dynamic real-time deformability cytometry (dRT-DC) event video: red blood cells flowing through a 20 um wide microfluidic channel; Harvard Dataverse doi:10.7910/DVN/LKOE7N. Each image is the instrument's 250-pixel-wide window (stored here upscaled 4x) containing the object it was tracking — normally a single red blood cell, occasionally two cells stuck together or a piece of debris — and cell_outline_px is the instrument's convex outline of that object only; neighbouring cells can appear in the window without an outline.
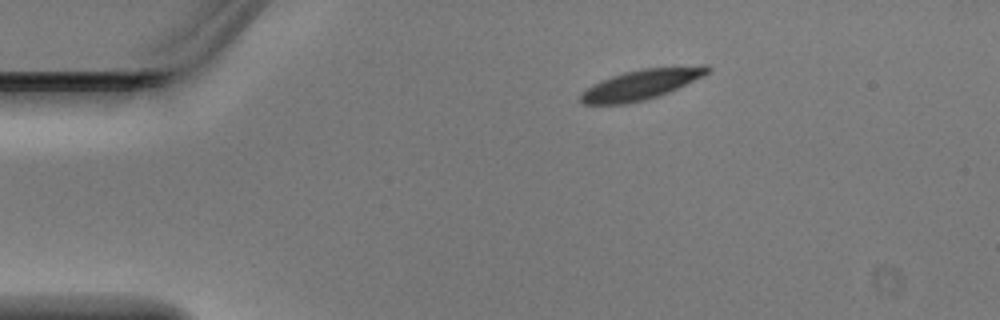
{"species": "Egyptian fruit bat (a non-hibernating species)", "species_latin": "Rousettus aegyptiacus", "temperature_condition": "warm", "stored_images_in_passage": 4, "camera_frame_rate_fps": 3000, "um_per_image_px": 0.085, "animal": {"sex": "male"}, "frame": {"image": 1, "passage_image": 1, "time_ms": 0.0, "image_size_px": [1000, 320], "cell_outline_px": [[712, 68], [704, 76], [660, 96], [628, 104], [580, 104], [580, 92], [592, 84], [612, 76], [624, 72], [640, 68], [704, 64], [708, 64]], "centroid_in_image_um": [54.53, 7.16], "position_along_channel_um": 30.5, "area_um2": 22.72}}
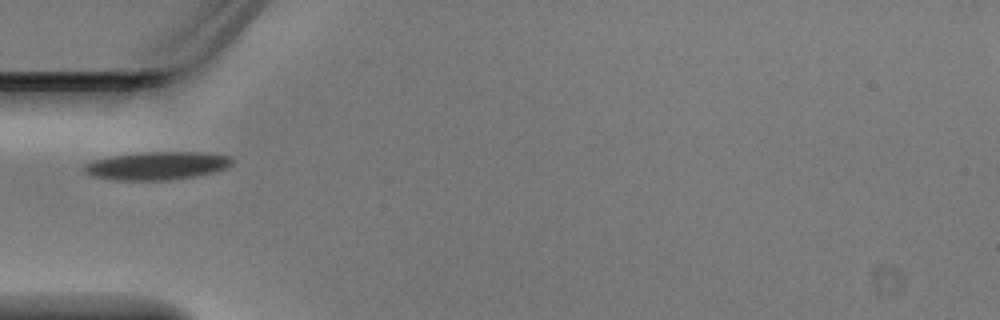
{"frame": {"image": 2, "passage_image": 3, "time_ms": 0.667, "image_size_px": [1000, 320], "cell_outline_px": [[236, 160], [228, 168], [212, 172], [192, 176], [168, 180], [112, 180], [92, 176], [84, 168], [84, 164], [92, 160], [108, 156], [144, 152], [208, 152], [232, 156]], "centroid_in_image_um": [13.39, 14.07], "position_along_channel_um": 71.6, "area_um2": 24.39}}
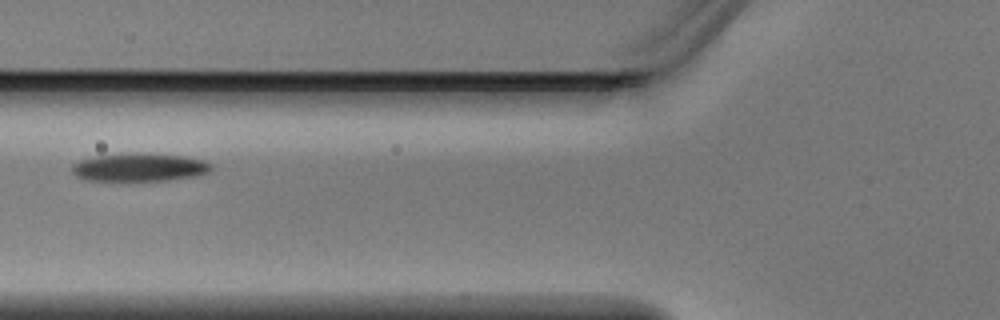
{"frame": {"image": 3, "passage_image": 4, "time_ms": 1.0, "image_size_px": [1000, 320], "cell_outline_px": [[212, 168], [208, 172], [200, 176], [168, 180], [84, 180], [76, 176], [72, 172], [72, 164], [80, 160], [96, 156], [124, 152], [148, 152], [184, 156], [204, 160], [212, 164]], "centroid_in_image_um": [11.88, 14.2], "position_along_channel_um": 113.9, "area_um2": 23.29}}